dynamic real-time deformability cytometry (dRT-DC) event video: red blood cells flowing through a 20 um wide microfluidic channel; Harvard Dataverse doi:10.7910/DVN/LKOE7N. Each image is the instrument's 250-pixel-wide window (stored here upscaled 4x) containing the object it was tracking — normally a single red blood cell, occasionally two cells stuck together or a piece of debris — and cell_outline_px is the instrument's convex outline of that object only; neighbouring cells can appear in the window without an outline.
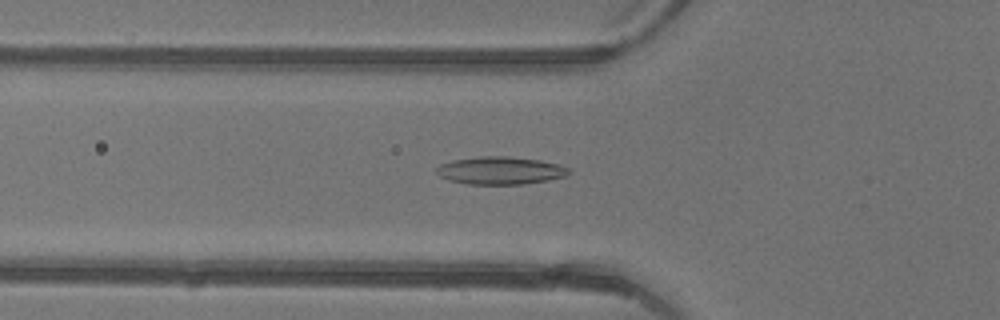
{"species": "common noctule bat (a hibernating species)", "species_latin": "Nyctalus noctula", "temperature_condition": "warm", "stored_images_in_passage": 44, "camera_frame_rate_fps": 3000, "um_per_image_px": 0.085, "animal": {"sex": "female"}, "frame": {"image": 1, "passage_image": 14, "time_ms": 4.333, "image_size_px": [1000, 320], "cell_outline_px": [[572, 172], [564, 176], [548, 180], [524, 184], [468, 184], [448, 180], [440, 176], [436, 172], [436, 168], [440, 164], [452, 160], [480, 156], [508, 156], [540, 160], [556, 164], [568, 168]], "centroid_in_image_um": [42.5, 14.49], "position_along_channel_um": 83.3, "area_um2": 21.33}}
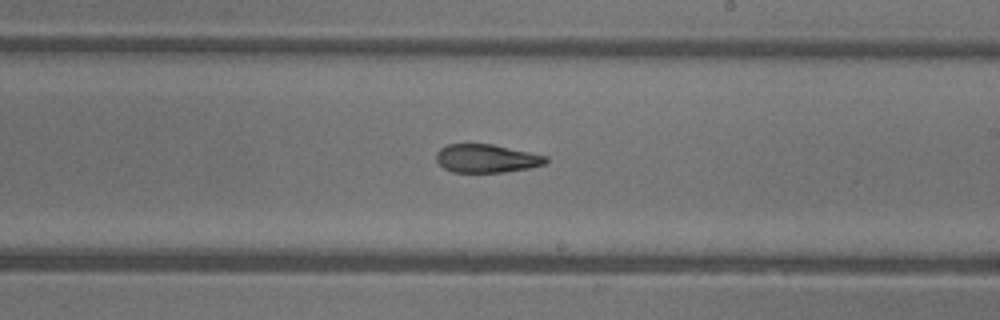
{"frame": {"image": 2, "passage_image": 25, "time_ms": 8.0, "image_size_px": [1000, 320], "cell_outline_px": [[548, 160], [544, 164], [528, 168], [504, 172], [452, 172], [444, 168], [436, 160], [436, 152], [440, 148], [448, 144], [492, 144], [548, 156]], "centroid_in_image_um": [41.34, 13.46], "position_along_channel_um": 247.7, "area_um2": 18.03}}
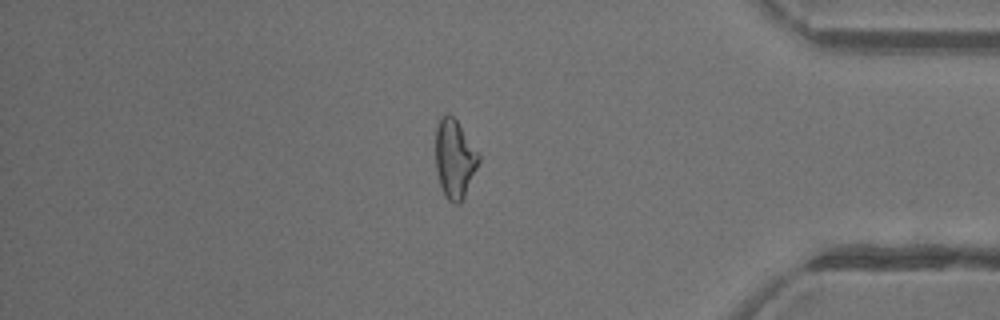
{"frame": {"image": 3, "passage_image": 37, "time_ms": 12.0, "image_size_px": [1000, 320], "cell_outline_px": [[480, 160], [464, 196], [460, 204], [452, 204], [444, 196], [440, 184], [436, 168], [436, 128], [440, 120], [448, 112], [456, 120], [480, 156]], "centroid_in_image_um": [38.63, 13.54], "position_along_channel_um": 396.6, "area_um2": 19.36}, "authors_computed_cell_mechanics": {"area_um2": 19.9121, "velocity_mm_per_s": 4.4572, "shape_relaxation_time_tau1_ms": null, "shape_relaxation_time_tau2_ms": 2.7966, "deformation_change_tau1": null, "deformation_change_tau2": 0.1149}}